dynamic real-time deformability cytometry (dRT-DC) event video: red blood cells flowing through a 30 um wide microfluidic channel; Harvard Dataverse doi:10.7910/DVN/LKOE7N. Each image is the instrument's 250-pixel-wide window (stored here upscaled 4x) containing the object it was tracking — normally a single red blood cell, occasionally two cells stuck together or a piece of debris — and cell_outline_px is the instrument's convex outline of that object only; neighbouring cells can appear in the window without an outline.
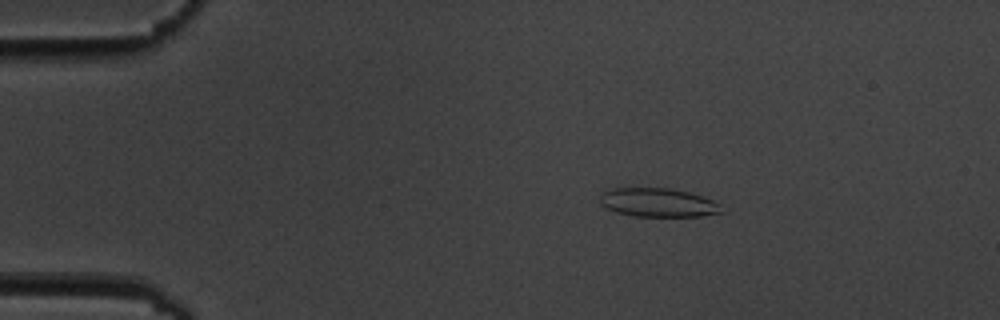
{"species": "common noctule bat (a hibernating species)", "species_latin": "Nyctalus noctula", "temperature_condition": "cold", "stored_images_in_passage": 4, "camera_frame_rate_fps": 3000, "um_per_image_px": 0.085, "animal": {"sex": "male", "body_mass_g": 19.5, "forearm_length_mm": 54.6}, "frame": {"image": 1, "passage_image": 2, "time_ms": 1.0, "image_size_px": [1000, 320], "cell_outline_px": [[724, 212], [700, 216], [636, 216], [616, 212], [604, 208], [600, 204], [600, 196], [604, 192], [612, 188], [672, 188], [688, 192], [712, 200]], "centroid_in_image_um": [55.87, 17.21], "position_along_channel_um": 29.1, "area_um2": 20.17}}